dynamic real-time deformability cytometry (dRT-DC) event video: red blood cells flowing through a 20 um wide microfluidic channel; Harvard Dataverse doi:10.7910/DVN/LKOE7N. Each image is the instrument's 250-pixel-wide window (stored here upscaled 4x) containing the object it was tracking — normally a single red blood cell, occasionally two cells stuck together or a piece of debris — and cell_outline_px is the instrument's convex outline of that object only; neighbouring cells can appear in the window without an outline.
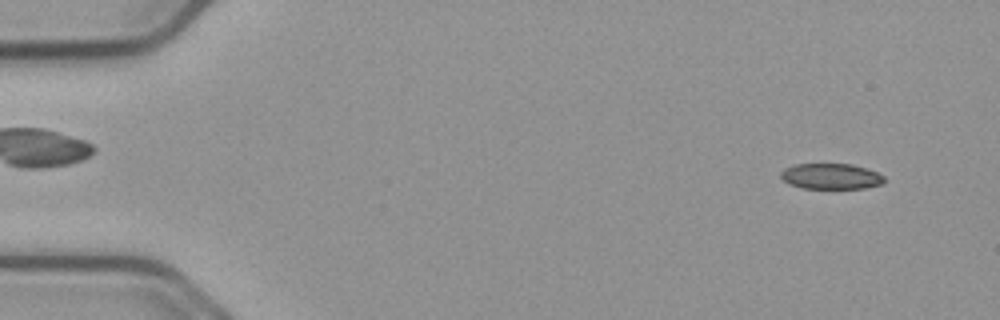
{"species": "common noctule bat (a hibernating species)", "species_latin": "Nyctalus noctula", "temperature_condition": "cold", "stored_images_in_passage": 52, "camera_frame_rate_fps": 3000, "um_per_image_px": 0.085, "animal": {"sex": "male", "body_mass_g": 23.1, "forearm_length_mm": 52.7}, "frame": {"image": 1, "passage_image": 1, "time_ms": 0.0, "image_size_px": [1000, 320], "cell_outline_px": [[884, 184], [864, 188], [804, 188], [788, 184], [780, 176], [780, 172], [784, 168], [796, 164], [852, 164], [876, 172], [884, 176]], "centroid_in_image_um": [70.62, 14.99], "position_along_channel_um": 14.4, "area_um2": 15.43}}
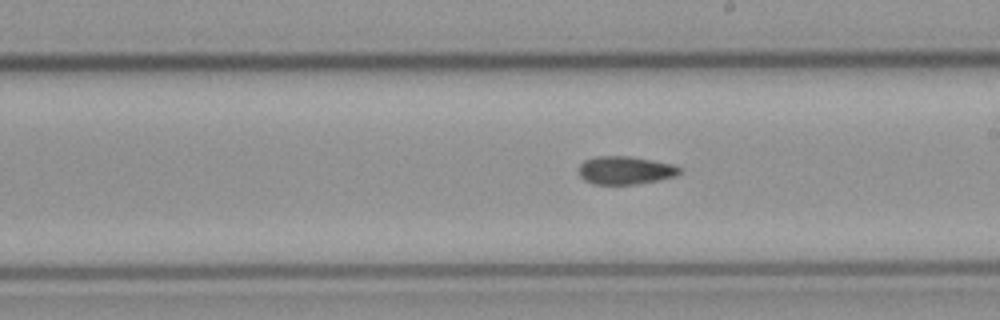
{"frame": {"image": 2, "passage_image": 28, "time_ms": 9.0, "image_size_px": [1000, 320], "cell_outline_px": [[680, 172], [676, 176], [660, 180], [636, 184], [592, 184], [584, 180], [580, 176], [580, 164], [584, 160], [596, 156], [628, 156], [676, 164], [680, 168]], "centroid_in_image_um": [53.17, 14.47], "position_along_channel_um": 235.8, "area_um2": 16.59}}
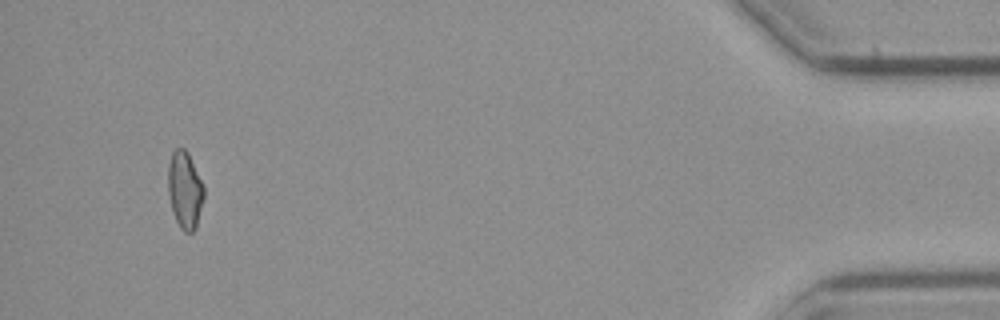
{"frame": {"image": 3, "passage_image": 49, "time_ms": 16.0, "image_size_px": [1000, 320], "cell_outline_px": [[204, 196], [196, 228], [192, 232], [184, 232], [180, 228], [176, 220], [172, 208], [168, 192], [168, 164], [172, 152], [176, 148], [184, 148], [188, 152], [204, 188]], "centroid_in_image_um": [15.7, 16.15], "position_along_channel_um": 419.5, "area_um2": 15.95}, "authors_computed_cell_mechanics": {"area_um2": 16.5019, "velocity_mm_per_s": 3.7437, "shape_relaxation_time_tau1_ms": null, "shape_relaxation_time_tau2_ms": 4.9236, "deformation_change_tau1": null, "deformation_change_tau2": 0.1047}}